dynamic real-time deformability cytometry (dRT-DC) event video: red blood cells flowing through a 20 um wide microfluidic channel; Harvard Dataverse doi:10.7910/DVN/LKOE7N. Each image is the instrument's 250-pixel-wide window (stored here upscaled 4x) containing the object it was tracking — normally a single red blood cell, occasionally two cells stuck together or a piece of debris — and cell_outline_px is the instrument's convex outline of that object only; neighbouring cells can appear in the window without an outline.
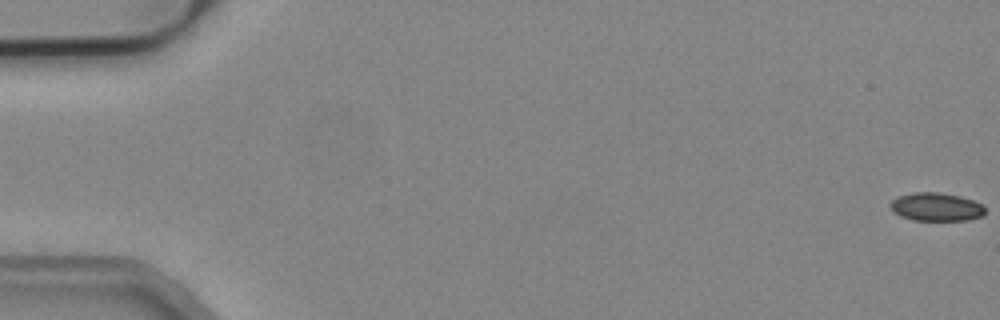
{"species": "common noctule bat (a hibernating species)", "species_latin": "Nyctalus noctula", "temperature_condition": "cold", "stored_images_in_passage": 55, "camera_frame_rate_fps": 3000, "um_per_image_px": 0.085, "animal": {"sex": "male", "body_mass_g": 19.2, "forearm_length_mm": 51.8}, "frame": {"image": 1, "passage_image": 1, "time_ms": 0.0, "image_size_px": [1000, 320], "cell_outline_px": [[984, 216], [968, 220], [912, 220], [900, 216], [892, 208], [892, 200], [900, 196], [912, 192], [940, 192], [960, 196], [984, 204]], "centroid_in_image_um": [79.63, 17.58], "position_along_channel_um": 5.4, "area_um2": 15.55}}
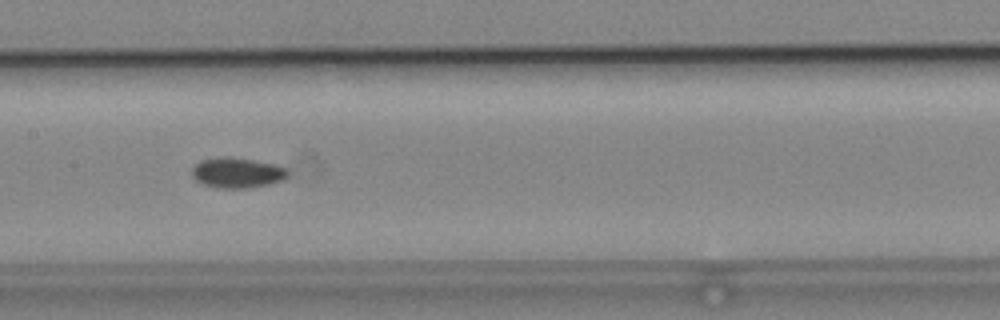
{"frame": {"image": 2, "passage_image": 28, "time_ms": 9.0, "image_size_px": [1000, 320], "cell_outline_px": [[288, 176], [284, 180], [268, 184], [248, 188], [220, 188], [204, 184], [196, 180], [192, 176], [192, 168], [200, 160], [252, 160], [276, 164], [284, 168], [288, 172]], "centroid_in_image_um": [20.2, 14.74], "position_along_channel_um": 187.2, "area_um2": 16.07}}
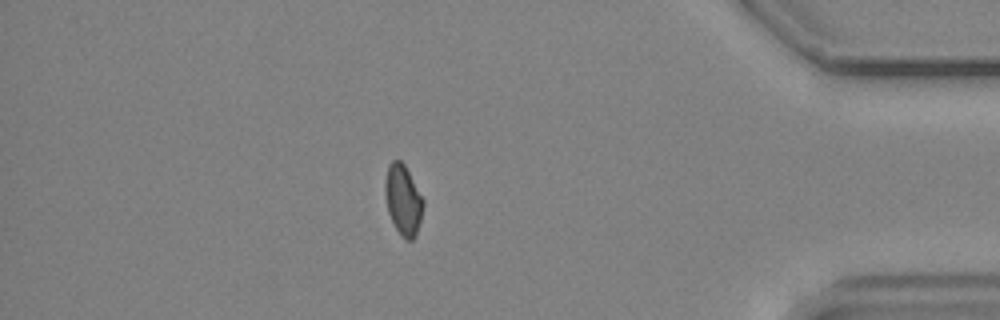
{"frame": {"image": 3, "passage_image": 48, "time_ms": 15.667, "image_size_px": [1000, 320], "cell_outline_px": [[424, 204], [416, 236], [412, 240], [404, 240], [400, 236], [388, 212], [384, 192], [384, 184], [388, 164], [392, 160], [400, 160], [404, 164], [424, 200]], "centroid_in_image_um": [34.25, 17.0], "position_along_channel_um": 400.9, "area_um2": 15.66}, "authors_computed_cell_mechanics": {"area_um2": 16.0684, "velocity_mm_per_s": 3.8091, "shape_relaxation_time_tau1_ms": null, "shape_relaxation_time_tau2_ms": 5.2658, "deformation_change_tau1": null, "deformation_change_tau2": 0.0629}}